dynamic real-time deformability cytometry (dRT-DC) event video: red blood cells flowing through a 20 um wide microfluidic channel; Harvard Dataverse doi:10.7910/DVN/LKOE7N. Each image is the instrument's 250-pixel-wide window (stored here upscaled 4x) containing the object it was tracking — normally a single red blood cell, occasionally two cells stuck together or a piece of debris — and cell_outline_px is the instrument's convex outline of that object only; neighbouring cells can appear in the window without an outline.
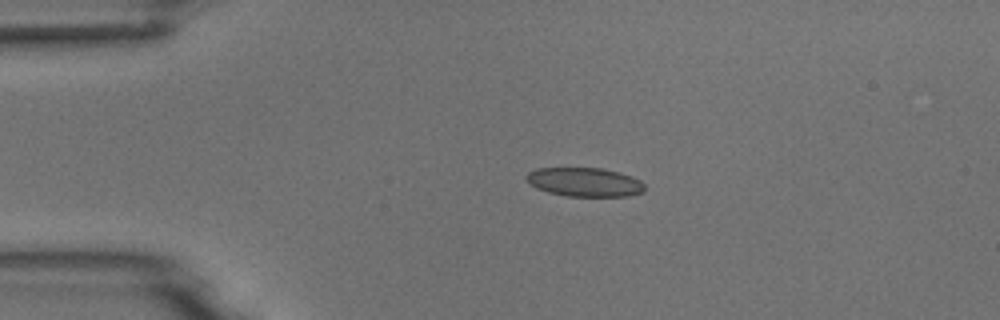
{"species": "common noctule bat (a hibernating species)", "species_latin": "Nyctalus noctula", "temperature_condition": "room temperature", "stored_images_in_passage": 4, "camera_frame_rate_fps": 3000, "um_per_image_px": 0.085, "animal": {"sex": "male", "body_mass_g": 18.8}, "frame": {"image": 1, "passage_image": 3, "time_ms": 2.333, "image_size_px": [1000, 320], "cell_outline_px": [[644, 192], [628, 196], [564, 196], [548, 192], [536, 188], [528, 184], [524, 176], [528, 172], [536, 168], [604, 168], [632, 176], [640, 180], [644, 184]], "centroid_in_image_um": [49.66, 15.47], "position_along_channel_um": 35.3, "area_um2": 20.17}}